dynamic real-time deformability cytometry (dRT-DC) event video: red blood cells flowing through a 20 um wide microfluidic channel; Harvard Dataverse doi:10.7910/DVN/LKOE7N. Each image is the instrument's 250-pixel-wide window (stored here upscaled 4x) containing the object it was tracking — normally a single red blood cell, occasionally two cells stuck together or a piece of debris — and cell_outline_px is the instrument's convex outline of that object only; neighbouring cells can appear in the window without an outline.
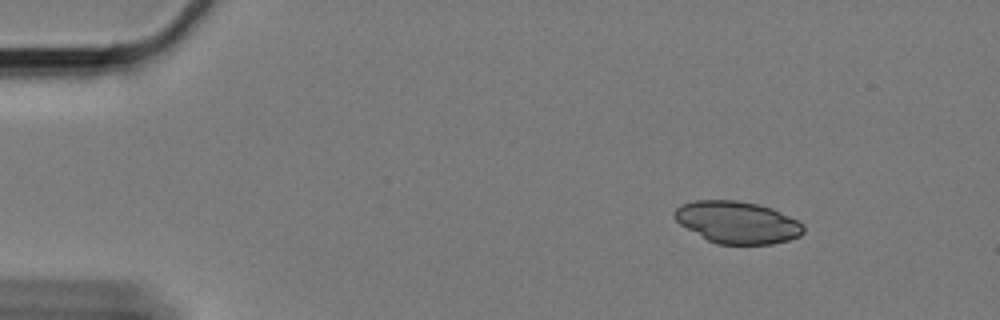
{"species": "Egyptian fruit bat (a non-hibernating species)", "species_latin": "Rousettus aegyptiacus", "temperature_condition": "cold", "stored_images_in_passage": 25, "camera_frame_rate_fps": 3000, "um_per_image_px": 0.085, "animal": {"sex": "female"}, "frame": {"image": 1, "passage_image": 1, "time_ms": 0.0, "image_size_px": [1000, 320], "cell_outline_px": [[804, 232], [800, 236], [788, 240], [772, 244], [716, 244], [708, 240], [680, 224], [672, 216], [672, 212], [680, 204], [696, 200], [736, 200], [756, 204], [772, 208], [804, 224]], "centroid_in_image_um": [62.65, 18.89], "position_along_channel_um": 22.4, "area_um2": 31.62}}
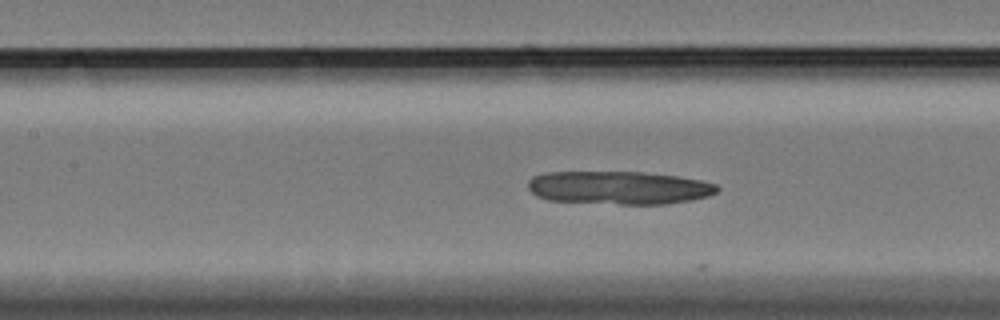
{"frame": {"image": 2, "passage_image": 21, "time_ms": 6.667, "image_size_px": [1000, 320], "cell_outline_px": [[720, 188], [716, 192], [708, 196], [692, 200], [668, 204], [620, 204], [548, 200], [536, 196], [528, 188], [528, 180], [532, 176], [548, 172], [640, 172], [676, 176], [700, 180], [716, 184]], "centroid_in_image_um": [52.6, 15.96], "position_along_channel_um": 154.8, "area_um2": 36.59}}
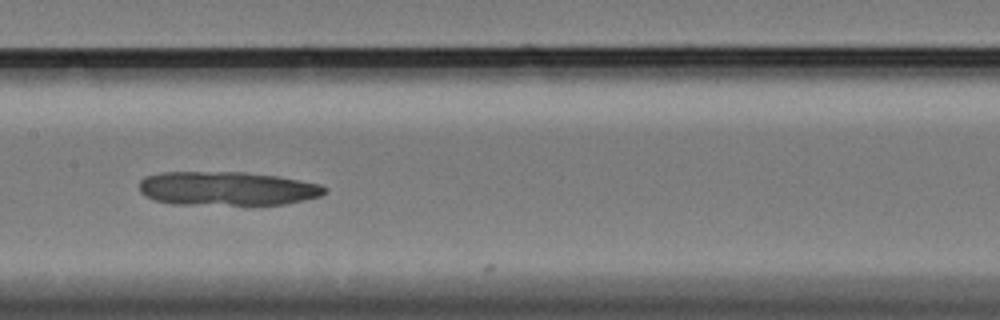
{"frame": {"image": 3, "passage_image": 24, "time_ms": 7.667, "image_size_px": [1000, 320], "cell_outline_px": [[328, 192], [320, 196], [304, 200], [284, 204], [172, 204], [156, 200], [144, 196], [140, 192], [140, 180], [144, 176], [160, 172], [244, 172], [276, 176], [300, 180], [320, 184], [328, 188]], "centroid_in_image_um": [19.29, 16.02], "position_along_channel_um": 188.1, "area_um2": 36.7}}